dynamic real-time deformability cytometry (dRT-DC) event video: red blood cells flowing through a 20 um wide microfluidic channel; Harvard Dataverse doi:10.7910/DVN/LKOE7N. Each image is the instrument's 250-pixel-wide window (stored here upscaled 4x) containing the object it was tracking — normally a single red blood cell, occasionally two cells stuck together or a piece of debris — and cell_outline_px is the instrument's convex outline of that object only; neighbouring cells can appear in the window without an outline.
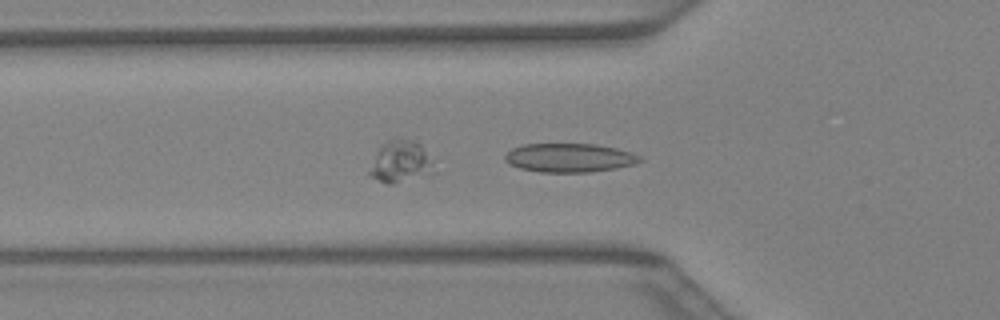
{"species": "Egyptian fruit bat (a non-hibernating species)", "species_latin": "Rousettus aegyptiacus", "temperature_condition": "warm", "stored_images_in_passage": 41, "camera_frame_rate_fps": 3000, "um_per_image_px": 0.085, "animal": {"sex": "female"}, "frame": {"image": 1, "passage_image": 14, "time_ms": 4.333, "image_size_px": [1000, 320], "cell_outline_px": [[644, 160], [632, 164], [616, 168], [588, 172], [540, 172], [520, 168], [508, 164], [504, 160], [504, 156], [512, 148], [524, 144], [592, 144], [616, 148], [632, 152], [640, 156]], "centroid_in_image_um": [48.38, 13.41], "position_along_channel_um": 77.4, "area_um2": 22.6}}